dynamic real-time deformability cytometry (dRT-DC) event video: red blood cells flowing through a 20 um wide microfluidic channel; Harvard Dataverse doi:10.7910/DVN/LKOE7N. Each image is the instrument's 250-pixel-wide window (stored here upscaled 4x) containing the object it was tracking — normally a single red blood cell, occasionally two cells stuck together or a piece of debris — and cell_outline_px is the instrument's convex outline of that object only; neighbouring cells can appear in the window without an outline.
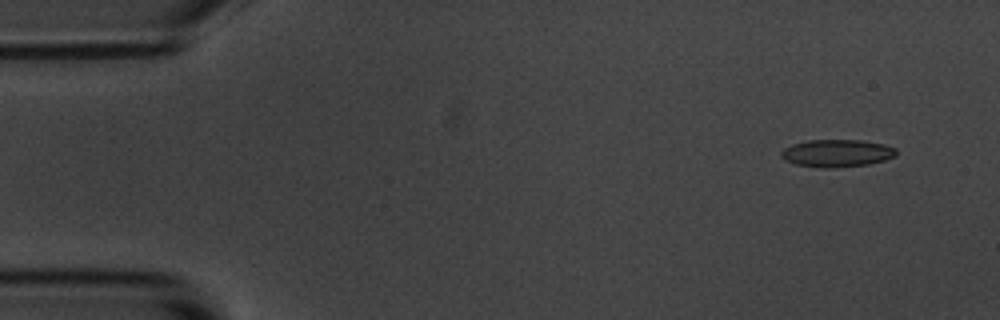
{"species": "common noctule bat (a hibernating species)", "species_latin": "Nyctalus noctula", "temperature_condition": "room temperature", "stored_images_in_passage": 6, "camera_frame_rate_fps": 3000, "um_per_image_px": 0.085, "animal": {"sex": "male", "body_mass_g": 20.1, "forearm_length_mm": 53.5}, "frame": {"image": 1, "passage_image": 2, "time_ms": 1.0, "image_size_px": [1000, 320], "cell_outline_px": [[896, 156], [884, 160], [868, 164], [832, 168], [820, 168], [796, 164], [784, 160], [780, 156], [780, 152], [784, 148], [792, 144], [808, 140], [860, 140], [884, 144], [896, 148]], "centroid_in_image_um": [71.11, 13.02], "position_along_channel_um": 13.9, "area_um2": 18.5}}
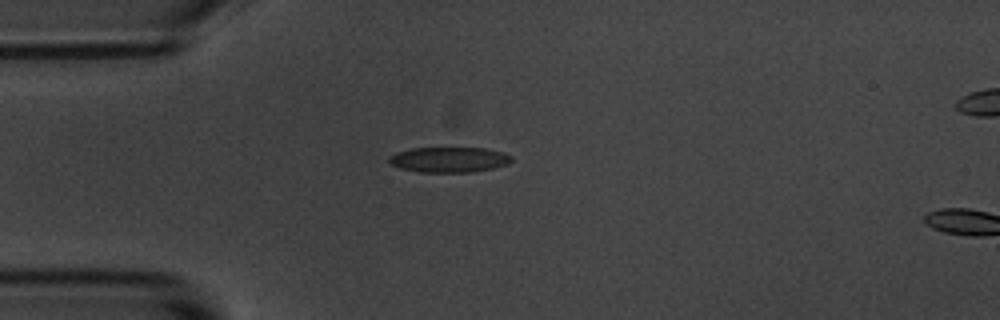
{"frame": {"image": 2, "passage_image": 5, "time_ms": 4.333, "image_size_px": [1000, 320], "cell_outline_px": [[512, 160], [508, 164], [492, 168], [472, 172], [420, 172], [400, 168], [392, 164], [388, 160], [388, 156], [396, 152], [412, 148], [484, 148], [500, 152], [512, 156]], "centroid_in_image_um": [38.14, 13.57], "position_along_channel_um": 46.9, "area_um2": 17.98}}